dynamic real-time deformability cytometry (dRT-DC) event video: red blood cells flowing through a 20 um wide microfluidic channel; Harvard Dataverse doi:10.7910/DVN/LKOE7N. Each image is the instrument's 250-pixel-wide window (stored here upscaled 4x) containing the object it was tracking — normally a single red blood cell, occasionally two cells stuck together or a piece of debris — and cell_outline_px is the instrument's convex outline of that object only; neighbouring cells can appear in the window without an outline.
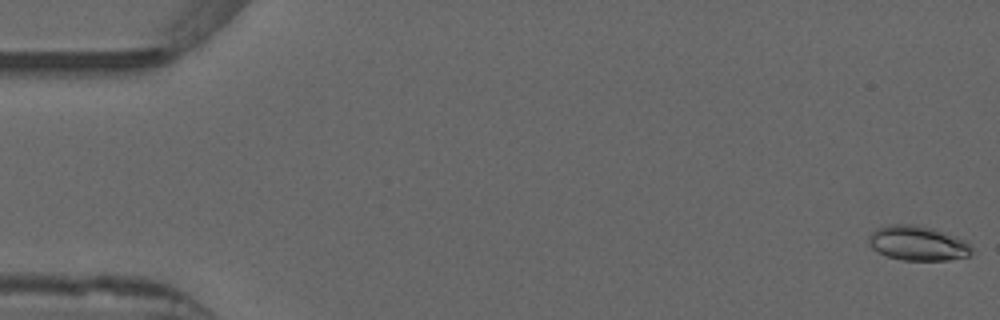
{"species": "common noctule bat (a hibernating species)", "species_latin": "Nyctalus noctula", "temperature_condition": "warm", "stored_images_in_passage": 53, "camera_frame_rate_fps": 3000, "um_per_image_px": 0.085, "animal": {"sex": "male", "forearm_length_mm": 52.5}, "frame": {"image": 1, "passage_image": 1, "time_ms": 0.0, "image_size_px": [1000, 320], "cell_outline_px": [[972, 252], [968, 256], [948, 260], [904, 260], [888, 256], [876, 252], [868, 244], [868, 236], [876, 228], [888, 224], [916, 224], [936, 228], [964, 240], [972, 248]], "centroid_in_image_um": [77.97, 20.66], "position_along_channel_um": 7.0, "area_um2": 21.04}}
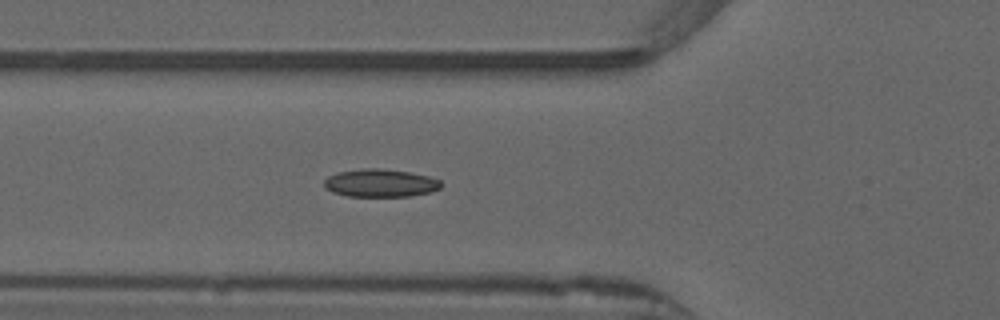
{"frame": {"image": 2, "passage_image": 19, "time_ms": 6.0, "image_size_px": [1000, 320], "cell_outline_px": [[444, 184], [440, 188], [428, 192], [412, 196], [348, 196], [332, 192], [324, 188], [324, 180], [328, 176], [336, 172], [364, 168], [380, 168], [408, 172], [428, 176], [440, 180]], "centroid_in_image_um": [32.31, 15.55], "position_along_channel_um": 93.5, "area_um2": 19.07}}
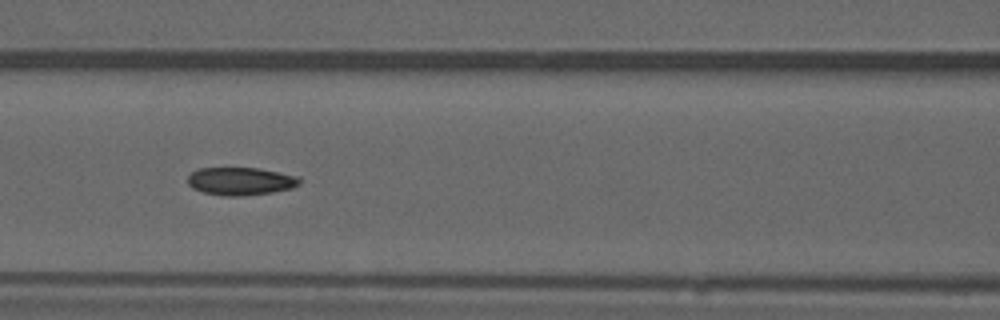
{"frame": {"image": 3, "passage_image": 23, "time_ms": 7.333, "image_size_px": [1000, 320], "cell_outline_px": [[300, 184], [292, 188], [272, 192], [244, 196], [224, 196], [204, 192], [192, 188], [188, 184], [188, 176], [192, 172], [200, 168], [256, 168], [300, 176]], "centroid_in_image_um": [20.46, 15.41], "position_along_channel_um": 146.1, "area_um2": 18.15}, "authors_computed_cell_mechanics": {"area_um2": 18.9006, "velocity_mm_per_s": 3.9163, "shape_relaxation_time_tau1_ms": 10.3284, "shape_relaxation_time_tau2_ms": 2.6505, "deformation_change_tau1": 0.1878, "deformation_change_tau2": 0.0998}}